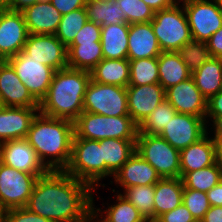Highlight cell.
Segmentation results:
<instances>
[{
    "label": "cell",
    "instance_id": "cell-1",
    "mask_svg": "<svg viewBox=\"0 0 222 222\" xmlns=\"http://www.w3.org/2000/svg\"><path fill=\"white\" fill-rule=\"evenodd\" d=\"M93 189L64 170L37 178L26 208L52 222H90Z\"/></svg>",
    "mask_w": 222,
    "mask_h": 222
},
{
    "label": "cell",
    "instance_id": "cell-2",
    "mask_svg": "<svg viewBox=\"0 0 222 222\" xmlns=\"http://www.w3.org/2000/svg\"><path fill=\"white\" fill-rule=\"evenodd\" d=\"M73 136L74 122L38 112L26 139L49 170H65L71 158Z\"/></svg>",
    "mask_w": 222,
    "mask_h": 222
},
{
    "label": "cell",
    "instance_id": "cell-3",
    "mask_svg": "<svg viewBox=\"0 0 222 222\" xmlns=\"http://www.w3.org/2000/svg\"><path fill=\"white\" fill-rule=\"evenodd\" d=\"M91 73L86 70L64 68L54 72L46 96L39 103V112L74 122L83 112L86 89Z\"/></svg>",
    "mask_w": 222,
    "mask_h": 222
},
{
    "label": "cell",
    "instance_id": "cell-4",
    "mask_svg": "<svg viewBox=\"0 0 222 222\" xmlns=\"http://www.w3.org/2000/svg\"><path fill=\"white\" fill-rule=\"evenodd\" d=\"M138 125L131 116H104L83 111L74 121V136L88 140H136Z\"/></svg>",
    "mask_w": 222,
    "mask_h": 222
},
{
    "label": "cell",
    "instance_id": "cell-5",
    "mask_svg": "<svg viewBox=\"0 0 222 222\" xmlns=\"http://www.w3.org/2000/svg\"><path fill=\"white\" fill-rule=\"evenodd\" d=\"M64 171L93 189L105 187L106 184L100 182L105 179L102 142L73 137L71 158Z\"/></svg>",
    "mask_w": 222,
    "mask_h": 222
},
{
    "label": "cell",
    "instance_id": "cell-6",
    "mask_svg": "<svg viewBox=\"0 0 222 222\" xmlns=\"http://www.w3.org/2000/svg\"><path fill=\"white\" fill-rule=\"evenodd\" d=\"M151 25L162 52H177L180 47L192 40L187 17L180 1L170 8L156 11Z\"/></svg>",
    "mask_w": 222,
    "mask_h": 222
},
{
    "label": "cell",
    "instance_id": "cell-7",
    "mask_svg": "<svg viewBox=\"0 0 222 222\" xmlns=\"http://www.w3.org/2000/svg\"><path fill=\"white\" fill-rule=\"evenodd\" d=\"M136 151L161 178H180V150L161 136L138 132Z\"/></svg>",
    "mask_w": 222,
    "mask_h": 222
},
{
    "label": "cell",
    "instance_id": "cell-8",
    "mask_svg": "<svg viewBox=\"0 0 222 222\" xmlns=\"http://www.w3.org/2000/svg\"><path fill=\"white\" fill-rule=\"evenodd\" d=\"M83 111L104 116H130L126 87L100 84L91 79L84 96Z\"/></svg>",
    "mask_w": 222,
    "mask_h": 222
},
{
    "label": "cell",
    "instance_id": "cell-9",
    "mask_svg": "<svg viewBox=\"0 0 222 222\" xmlns=\"http://www.w3.org/2000/svg\"><path fill=\"white\" fill-rule=\"evenodd\" d=\"M193 40L207 42L222 27V7L216 0H179Z\"/></svg>",
    "mask_w": 222,
    "mask_h": 222
},
{
    "label": "cell",
    "instance_id": "cell-10",
    "mask_svg": "<svg viewBox=\"0 0 222 222\" xmlns=\"http://www.w3.org/2000/svg\"><path fill=\"white\" fill-rule=\"evenodd\" d=\"M43 175L18 171L0 162V203L5 210L26 207L35 182Z\"/></svg>",
    "mask_w": 222,
    "mask_h": 222
},
{
    "label": "cell",
    "instance_id": "cell-11",
    "mask_svg": "<svg viewBox=\"0 0 222 222\" xmlns=\"http://www.w3.org/2000/svg\"><path fill=\"white\" fill-rule=\"evenodd\" d=\"M15 69L17 76L40 103L46 96L55 70L41 61L30 59L23 51L7 60Z\"/></svg>",
    "mask_w": 222,
    "mask_h": 222
},
{
    "label": "cell",
    "instance_id": "cell-12",
    "mask_svg": "<svg viewBox=\"0 0 222 222\" xmlns=\"http://www.w3.org/2000/svg\"><path fill=\"white\" fill-rule=\"evenodd\" d=\"M28 35L22 12L0 7V61L21 52Z\"/></svg>",
    "mask_w": 222,
    "mask_h": 222
},
{
    "label": "cell",
    "instance_id": "cell-13",
    "mask_svg": "<svg viewBox=\"0 0 222 222\" xmlns=\"http://www.w3.org/2000/svg\"><path fill=\"white\" fill-rule=\"evenodd\" d=\"M206 118L176 113L159 134L172 147L182 150L198 141L207 132Z\"/></svg>",
    "mask_w": 222,
    "mask_h": 222
},
{
    "label": "cell",
    "instance_id": "cell-14",
    "mask_svg": "<svg viewBox=\"0 0 222 222\" xmlns=\"http://www.w3.org/2000/svg\"><path fill=\"white\" fill-rule=\"evenodd\" d=\"M22 51L55 71L68 67L67 47L55 35L29 34Z\"/></svg>",
    "mask_w": 222,
    "mask_h": 222
},
{
    "label": "cell",
    "instance_id": "cell-15",
    "mask_svg": "<svg viewBox=\"0 0 222 222\" xmlns=\"http://www.w3.org/2000/svg\"><path fill=\"white\" fill-rule=\"evenodd\" d=\"M0 162L33 175H45L50 171L26 138L0 143Z\"/></svg>",
    "mask_w": 222,
    "mask_h": 222
},
{
    "label": "cell",
    "instance_id": "cell-16",
    "mask_svg": "<svg viewBox=\"0 0 222 222\" xmlns=\"http://www.w3.org/2000/svg\"><path fill=\"white\" fill-rule=\"evenodd\" d=\"M165 99L177 113L206 118L207 99L196 87L192 77L168 88Z\"/></svg>",
    "mask_w": 222,
    "mask_h": 222
},
{
    "label": "cell",
    "instance_id": "cell-17",
    "mask_svg": "<svg viewBox=\"0 0 222 222\" xmlns=\"http://www.w3.org/2000/svg\"><path fill=\"white\" fill-rule=\"evenodd\" d=\"M126 92L129 115L138 126L165 99V90L159 83L128 85Z\"/></svg>",
    "mask_w": 222,
    "mask_h": 222
},
{
    "label": "cell",
    "instance_id": "cell-18",
    "mask_svg": "<svg viewBox=\"0 0 222 222\" xmlns=\"http://www.w3.org/2000/svg\"><path fill=\"white\" fill-rule=\"evenodd\" d=\"M0 94L5 107L39 108V102L8 61H0Z\"/></svg>",
    "mask_w": 222,
    "mask_h": 222
},
{
    "label": "cell",
    "instance_id": "cell-19",
    "mask_svg": "<svg viewBox=\"0 0 222 222\" xmlns=\"http://www.w3.org/2000/svg\"><path fill=\"white\" fill-rule=\"evenodd\" d=\"M39 108L3 107L0 109V143L26 138Z\"/></svg>",
    "mask_w": 222,
    "mask_h": 222
},
{
    "label": "cell",
    "instance_id": "cell-20",
    "mask_svg": "<svg viewBox=\"0 0 222 222\" xmlns=\"http://www.w3.org/2000/svg\"><path fill=\"white\" fill-rule=\"evenodd\" d=\"M113 178L116 187L120 186L122 190L132 186L156 184L161 179L155 168L145 161L137 151Z\"/></svg>",
    "mask_w": 222,
    "mask_h": 222
},
{
    "label": "cell",
    "instance_id": "cell-21",
    "mask_svg": "<svg viewBox=\"0 0 222 222\" xmlns=\"http://www.w3.org/2000/svg\"><path fill=\"white\" fill-rule=\"evenodd\" d=\"M21 12L29 34L54 35L62 17L49 0H40Z\"/></svg>",
    "mask_w": 222,
    "mask_h": 222
},
{
    "label": "cell",
    "instance_id": "cell-22",
    "mask_svg": "<svg viewBox=\"0 0 222 222\" xmlns=\"http://www.w3.org/2000/svg\"><path fill=\"white\" fill-rule=\"evenodd\" d=\"M210 135V136H209ZM216 163V147L208 132L198 141L180 150V177Z\"/></svg>",
    "mask_w": 222,
    "mask_h": 222
},
{
    "label": "cell",
    "instance_id": "cell-23",
    "mask_svg": "<svg viewBox=\"0 0 222 222\" xmlns=\"http://www.w3.org/2000/svg\"><path fill=\"white\" fill-rule=\"evenodd\" d=\"M161 52L151 22L129 24L128 60L158 57Z\"/></svg>",
    "mask_w": 222,
    "mask_h": 222
},
{
    "label": "cell",
    "instance_id": "cell-24",
    "mask_svg": "<svg viewBox=\"0 0 222 222\" xmlns=\"http://www.w3.org/2000/svg\"><path fill=\"white\" fill-rule=\"evenodd\" d=\"M112 192L117 200L112 205L107 202L108 207L104 210L101 207L96 208L93 193L92 218L96 222H145V217L125 196L119 193V190L116 191L114 188Z\"/></svg>",
    "mask_w": 222,
    "mask_h": 222
},
{
    "label": "cell",
    "instance_id": "cell-25",
    "mask_svg": "<svg viewBox=\"0 0 222 222\" xmlns=\"http://www.w3.org/2000/svg\"><path fill=\"white\" fill-rule=\"evenodd\" d=\"M102 142L105 178H112L136 151V140L108 138Z\"/></svg>",
    "mask_w": 222,
    "mask_h": 222
},
{
    "label": "cell",
    "instance_id": "cell-26",
    "mask_svg": "<svg viewBox=\"0 0 222 222\" xmlns=\"http://www.w3.org/2000/svg\"><path fill=\"white\" fill-rule=\"evenodd\" d=\"M184 186L180 178H161L155 184L154 219L182 203Z\"/></svg>",
    "mask_w": 222,
    "mask_h": 222
},
{
    "label": "cell",
    "instance_id": "cell-27",
    "mask_svg": "<svg viewBox=\"0 0 222 222\" xmlns=\"http://www.w3.org/2000/svg\"><path fill=\"white\" fill-rule=\"evenodd\" d=\"M129 24L101 26L102 53L106 59H126L128 53Z\"/></svg>",
    "mask_w": 222,
    "mask_h": 222
},
{
    "label": "cell",
    "instance_id": "cell-28",
    "mask_svg": "<svg viewBox=\"0 0 222 222\" xmlns=\"http://www.w3.org/2000/svg\"><path fill=\"white\" fill-rule=\"evenodd\" d=\"M90 73L91 79L97 83L127 87L130 81L129 60L103 58Z\"/></svg>",
    "mask_w": 222,
    "mask_h": 222
},
{
    "label": "cell",
    "instance_id": "cell-29",
    "mask_svg": "<svg viewBox=\"0 0 222 222\" xmlns=\"http://www.w3.org/2000/svg\"><path fill=\"white\" fill-rule=\"evenodd\" d=\"M196 87L208 100L222 90V58L211 57L191 73Z\"/></svg>",
    "mask_w": 222,
    "mask_h": 222
},
{
    "label": "cell",
    "instance_id": "cell-30",
    "mask_svg": "<svg viewBox=\"0 0 222 222\" xmlns=\"http://www.w3.org/2000/svg\"><path fill=\"white\" fill-rule=\"evenodd\" d=\"M159 84L166 91L191 77L186 64L177 52H161L158 56Z\"/></svg>",
    "mask_w": 222,
    "mask_h": 222
},
{
    "label": "cell",
    "instance_id": "cell-31",
    "mask_svg": "<svg viewBox=\"0 0 222 222\" xmlns=\"http://www.w3.org/2000/svg\"><path fill=\"white\" fill-rule=\"evenodd\" d=\"M67 56L69 68L89 72L104 58L101 42L70 43Z\"/></svg>",
    "mask_w": 222,
    "mask_h": 222
},
{
    "label": "cell",
    "instance_id": "cell-32",
    "mask_svg": "<svg viewBox=\"0 0 222 222\" xmlns=\"http://www.w3.org/2000/svg\"><path fill=\"white\" fill-rule=\"evenodd\" d=\"M120 4L114 0H87L85 9L88 20L98 25L126 23Z\"/></svg>",
    "mask_w": 222,
    "mask_h": 222
},
{
    "label": "cell",
    "instance_id": "cell-33",
    "mask_svg": "<svg viewBox=\"0 0 222 222\" xmlns=\"http://www.w3.org/2000/svg\"><path fill=\"white\" fill-rule=\"evenodd\" d=\"M184 188L208 192L222 179V167L215 164L186 173L182 178Z\"/></svg>",
    "mask_w": 222,
    "mask_h": 222
},
{
    "label": "cell",
    "instance_id": "cell-34",
    "mask_svg": "<svg viewBox=\"0 0 222 222\" xmlns=\"http://www.w3.org/2000/svg\"><path fill=\"white\" fill-rule=\"evenodd\" d=\"M130 81L128 85L159 83L158 57L129 60Z\"/></svg>",
    "mask_w": 222,
    "mask_h": 222
},
{
    "label": "cell",
    "instance_id": "cell-35",
    "mask_svg": "<svg viewBox=\"0 0 222 222\" xmlns=\"http://www.w3.org/2000/svg\"><path fill=\"white\" fill-rule=\"evenodd\" d=\"M154 192L155 184L132 186L120 193L139 210L145 219H154Z\"/></svg>",
    "mask_w": 222,
    "mask_h": 222
},
{
    "label": "cell",
    "instance_id": "cell-36",
    "mask_svg": "<svg viewBox=\"0 0 222 222\" xmlns=\"http://www.w3.org/2000/svg\"><path fill=\"white\" fill-rule=\"evenodd\" d=\"M88 21L85 8H80L62 15L58 29L54 34L66 47Z\"/></svg>",
    "mask_w": 222,
    "mask_h": 222
},
{
    "label": "cell",
    "instance_id": "cell-37",
    "mask_svg": "<svg viewBox=\"0 0 222 222\" xmlns=\"http://www.w3.org/2000/svg\"><path fill=\"white\" fill-rule=\"evenodd\" d=\"M176 113L175 108L164 99L138 126V132L159 135Z\"/></svg>",
    "mask_w": 222,
    "mask_h": 222
},
{
    "label": "cell",
    "instance_id": "cell-38",
    "mask_svg": "<svg viewBox=\"0 0 222 222\" xmlns=\"http://www.w3.org/2000/svg\"><path fill=\"white\" fill-rule=\"evenodd\" d=\"M177 53L191 73L212 57L205 42L193 39L180 47Z\"/></svg>",
    "mask_w": 222,
    "mask_h": 222
},
{
    "label": "cell",
    "instance_id": "cell-39",
    "mask_svg": "<svg viewBox=\"0 0 222 222\" xmlns=\"http://www.w3.org/2000/svg\"><path fill=\"white\" fill-rule=\"evenodd\" d=\"M120 4V9L124 12L126 23L151 22L155 11L143 0H114Z\"/></svg>",
    "mask_w": 222,
    "mask_h": 222
},
{
    "label": "cell",
    "instance_id": "cell-40",
    "mask_svg": "<svg viewBox=\"0 0 222 222\" xmlns=\"http://www.w3.org/2000/svg\"><path fill=\"white\" fill-rule=\"evenodd\" d=\"M182 203L191 212L197 222H200L210 208L206 192L184 188Z\"/></svg>",
    "mask_w": 222,
    "mask_h": 222
},
{
    "label": "cell",
    "instance_id": "cell-41",
    "mask_svg": "<svg viewBox=\"0 0 222 222\" xmlns=\"http://www.w3.org/2000/svg\"><path fill=\"white\" fill-rule=\"evenodd\" d=\"M4 222H52L34 212H31L26 207L11 208L5 210Z\"/></svg>",
    "mask_w": 222,
    "mask_h": 222
},
{
    "label": "cell",
    "instance_id": "cell-42",
    "mask_svg": "<svg viewBox=\"0 0 222 222\" xmlns=\"http://www.w3.org/2000/svg\"><path fill=\"white\" fill-rule=\"evenodd\" d=\"M101 42V25L87 21L71 43Z\"/></svg>",
    "mask_w": 222,
    "mask_h": 222
},
{
    "label": "cell",
    "instance_id": "cell-43",
    "mask_svg": "<svg viewBox=\"0 0 222 222\" xmlns=\"http://www.w3.org/2000/svg\"><path fill=\"white\" fill-rule=\"evenodd\" d=\"M157 220L160 222H197L183 203L173 210L162 214Z\"/></svg>",
    "mask_w": 222,
    "mask_h": 222
},
{
    "label": "cell",
    "instance_id": "cell-44",
    "mask_svg": "<svg viewBox=\"0 0 222 222\" xmlns=\"http://www.w3.org/2000/svg\"><path fill=\"white\" fill-rule=\"evenodd\" d=\"M50 3L62 14L85 8L87 0H49Z\"/></svg>",
    "mask_w": 222,
    "mask_h": 222
},
{
    "label": "cell",
    "instance_id": "cell-45",
    "mask_svg": "<svg viewBox=\"0 0 222 222\" xmlns=\"http://www.w3.org/2000/svg\"><path fill=\"white\" fill-rule=\"evenodd\" d=\"M212 57L222 58V27L206 42Z\"/></svg>",
    "mask_w": 222,
    "mask_h": 222
},
{
    "label": "cell",
    "instance_id": "cell-46",
    "mask_svg": "<svg viewBox=\"0 0 222 222\" xmlns=\"http://www.w3.org/2000/svg\"><path fill=\"white\" fill-rule=\"evenodd\" d=\"M206 116H222V90L207 100Z\"/></svg>",
    "mask_w": 222,
    "mask_h": 222
},
{
    "label": "cell",
    "instance_id": "cell-47",
    "mask_svg": "<svg viewBox=\"0 0 222 222\" xmlns=\"http://www.w3.org/2000/svg\"><path fill=\"white\" fill-rule=\"evenodd\" d=\"M206 123L208 125V132L209 134H212V138H222V116H206ZM209 123L212 127L209 125Z\"/></svg>",
    "mask_w": 222,
    "mask_h": 222
},
{
    "label": "cell",
    "instance_id": "cell-48",
    "mask_svg": "<svg viewBox=\"0 0 222 222\" xmlns=\"http://www.w3.org/2000/svg\"><path fill=\"white\" fill-rule=\"evenodd\" d=\"M210 206H222V179L207 192Z\"/></svg>",
    "mask_w": 222,
    "mask_h": 222
},
{
    "label": "cell",
    "instance_id": "cell-49",
    "mask_svg": "<svg viewBox=\"0 0 222 222\" xmlns=\"http://www.w3.org/2000/svg\"><path fill=\"white\" fill-rule=\"evenodd\" d=\"M200 222H222V206H210Z\"/></svg>",
    "mask_w": 222,
    "mask_h": 222
},
{
    "label": "cell",
    "instance_id": "cell-50",
    "mask_svg": "<svg viewBox=\"0 0 222 222\" xmlns=\"http://www.w3.org/2000/svg\"><path fill=\"white\" fill-rule=\"evenodd\" d=\"M155 12L172 7L179 0H143Z\"/></svg>",
    "mask_w": 222,
    "mask_h": 222
},
{
    "label": "cell",
    "instance_id": "cell-51",
    "mask_svg": "<svg viewBox=\"0 0 222 222\" xmlns=\"http://www.w3.org/2000/svg\"><path fill=\"white\" fill-rule=\"evenodd\" d=\"M40 0H10L4 7L13 11H22Z\"/></svg>",
    "mask_w": 222,
    "mask_h": 222
},
{
    "label": "cell",
    "instance_id": "cell-52",
    "mask_svg": "<svg viewBox=\"0 0 222 222\" xmlns=\"http://www.w3.org/2000/svg\"><path fill=\"white\" fill-rule=\"evenodd\" d=\"M216 147V162L222 167V138H213Z\"/></svg>",
    "mask_w": 222,
    "mask_h": 222
},
{
    "label": "cell",
    "instance_id": "cell-53",
    "mask_svg": "<svg viewBox=\"0 0 222 222\" xmlns=\"http://www.w3.org/2000/svg\"><path fill=\"white\" fill-rule=\"evenodd\" d=\"M5 219V209L2 207L0 203V222H4Z\"/></svg>",
    "mask_w": 222,
    "mask_h": 222
},
{
    "label": "cell",
    "instance_id": "cell-54",
    "mask_svg": "<svg viewBox=\"0 0 222 222\" xmlns=\"http://www.w3.org/2000/svg\"><path fill=\"white\" fill-rule=\"evenodd\" d=\"M10 0H0V7H4Z\"/></svg>",
    "mask_w": 222,
    "mask_h": 222
},
{
    "label": "cell",
    "instance_id": "cell-55",
    "mask_svg": "<svg viewBox=\"0 0 222 222\" xmlns=\"http://www.w3.org/2000/svg\"><path fill=\"white\" fill-rule=\"evenodd\" d=\"M5 107L4 103H3V100H2V97H1V94H0V109Z\"/></svg>",
    "mask_w": 222,
    "mask_h": 222
},
{
    "label": "cell",
    "instance_id": "cell-56",
    "mask_svg": "<svg viewBox=\"0 0 222 222\" xmlns=\"http://www.w3.org/2000/svg\"><path fill=\"white\" fill-rule=\"evenodd\" d=\"M145 222H160L157 219H146Z\"/></svg>",
    "mask_w": 222,
    "mask_h": 222
},
{
    "label": "cell",
    "instance_id": "cell-57",
    "mask_svg": "<svg viewBox=\"0 0 222 222\" xmlns=\"http://www.w3.org/2000/svg\"><path fill=\"white\" fill-rule=\"evenodd\" d=\"M218 4L222 7V0H216Z\"/></svg>",
    "mask_w": 222,
    "mask_h": 222
}]
</instances>
